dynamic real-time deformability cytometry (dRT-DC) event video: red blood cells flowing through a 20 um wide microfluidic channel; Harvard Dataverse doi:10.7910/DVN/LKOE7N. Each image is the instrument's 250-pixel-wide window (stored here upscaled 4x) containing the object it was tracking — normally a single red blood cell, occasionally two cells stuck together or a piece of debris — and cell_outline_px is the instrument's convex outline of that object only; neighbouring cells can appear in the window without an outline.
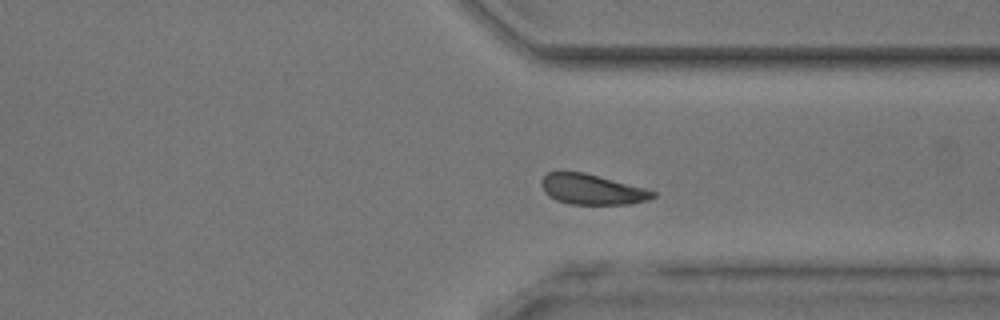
{"species": "common noctule bat (a hibernating species)", "species_latin": "Nyctalus noctula", "temperature_condition": "room temperature", "stored_images_in_passage": 42, "camera_frame_rate_fps": 3000, "um_per_image_px": 0.085, "animal": {"sex": "male", "body_mass_g": 17.9, "forearm_length_mm": 54.2}, "frame": {"image": 1, "passage_image": 30, "time_ms": 9.667, "image_size_px": [1000, 320], "cell_outline_px": [[656, 196], [648, 200], [628, 204], [568, 204], [556, 200], [548, 196], [544, 192], [540, 184], [540, 180], [548, 172], [564, 168], [584, 172], [644, 188], [656, 192]], "centroid_in_image_um": [50.23, 16.06], "position_along_channel_um": 361.2, "area_um2": 20.17}}
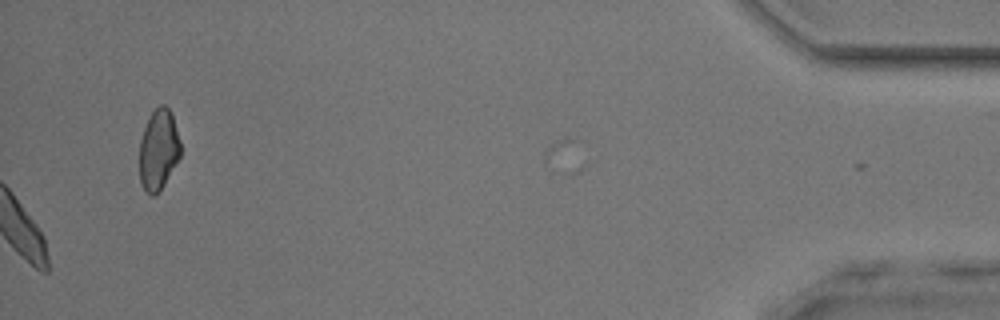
{"frame": {"image": 2, "passage_image": 42, "time_ms": 13.667, "image_size_px": [1000, 320], "cell_outline_px": [[180, 156], [164, 184], [152, 196], [144, 192], [140, 184], [140, 140], [144, 128], [152, 112], [160, 104], [164, 104], [168, 108], [172, 116], [180, 140]], "centroid_in_image_um": [13.46, 12.74], "position_along_channel_um": 421.7, "area_um2": 19.02}}